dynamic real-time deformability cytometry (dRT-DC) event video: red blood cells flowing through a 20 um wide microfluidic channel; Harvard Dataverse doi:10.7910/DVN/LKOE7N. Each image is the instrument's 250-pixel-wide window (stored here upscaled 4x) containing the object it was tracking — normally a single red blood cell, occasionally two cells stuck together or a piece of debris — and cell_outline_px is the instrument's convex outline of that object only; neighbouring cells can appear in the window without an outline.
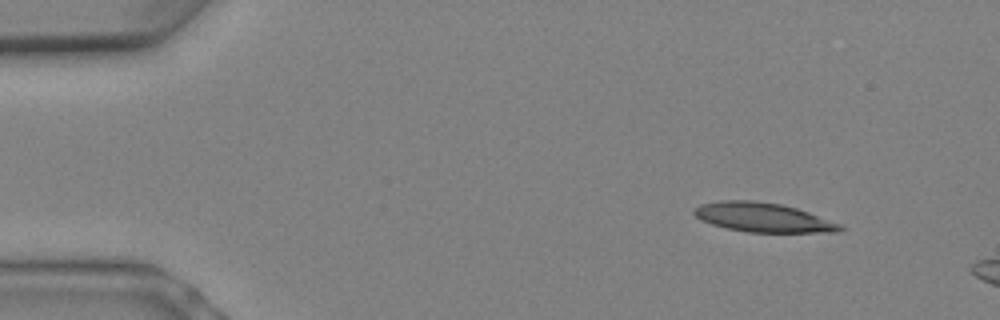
{"species": "Egyptian fruit bat (a non-hibernating species)", "species_latin": "Rousettus aegyptiacus", "temperature_condition": "warm", "stored_images_in_passage": 5, "camera_frame_rate_fps": 3000, "um_per_image_px": 0.085, "animal": {"sex": "female"}, "frame": {"image": 1, "passage_image": 2, "time_ms": 0.333, "image_size_px": [1000, 320], "cell_outline_px": [[844, 228], [840, 232], [748, 232], [728, 228], [712, 224], [700, 220], [692, 212], [692, 208], [700, 204], [720, 200], [752, 200], [780, 204], [796, 208], [808, 212], [840, 224]], "centroid_in_image_um": [64.81, 18.47], "position_along_channel_um": 20.2, "area_um2": 24.8}}